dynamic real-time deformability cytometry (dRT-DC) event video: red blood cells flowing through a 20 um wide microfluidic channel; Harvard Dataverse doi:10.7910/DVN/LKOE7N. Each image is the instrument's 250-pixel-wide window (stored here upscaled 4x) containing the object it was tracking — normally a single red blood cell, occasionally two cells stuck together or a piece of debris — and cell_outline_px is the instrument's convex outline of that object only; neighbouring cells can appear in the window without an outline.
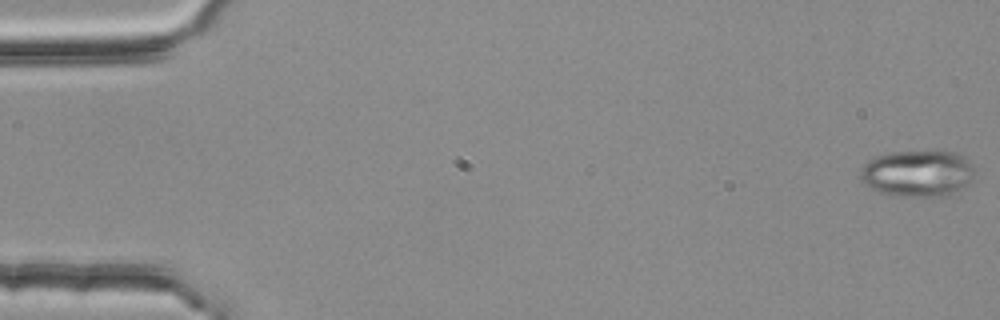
{"species": "common noctule bat (a hibernating species)", "species_latin": "Nyctalus noctula", "temperature_condition": "room temperature", "stored_images_in_passage": 4, "camera_frame_rate_fps": 3000, "um_per_image_px": 0.085, "animal": {"sex": "female", "body_mass_g": 25.1}, "frame": {"image": 1, "passage_image": 1, "time_ms": 0.0, "image_size_px": [1000, 320], "cell_outline_px": [[972, 180], [968, 184], [948, 196], [896, 196], [880, 192], [864, 184], [860, 180], [860, 168], [868, 160], [876, 156], [892, 152], [956, 152], [964, 156], [972, 164]], "centroid_in_image_um": [77.97, 14.75], "position_along_channel_um": 7.0, "area_um2": 30.92}}